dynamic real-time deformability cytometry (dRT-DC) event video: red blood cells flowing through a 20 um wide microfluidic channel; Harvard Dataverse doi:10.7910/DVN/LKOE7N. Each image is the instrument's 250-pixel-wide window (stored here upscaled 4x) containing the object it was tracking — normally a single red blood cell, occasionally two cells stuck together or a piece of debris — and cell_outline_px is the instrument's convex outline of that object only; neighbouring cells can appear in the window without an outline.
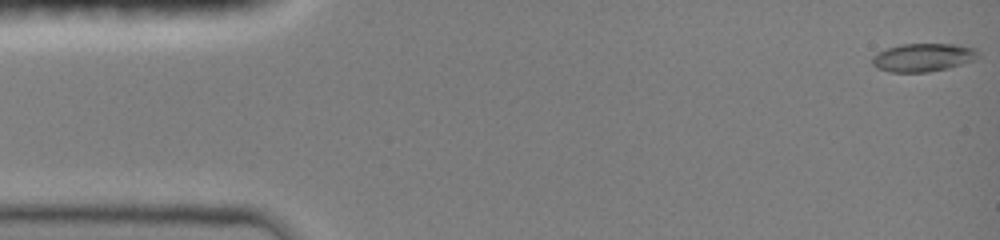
{"species": "common noctule bat (a hibernating species)", "species_latin": "Nyctalus noctula", "temperature_condition": "room temperature", "stored_images_in_passage": 48, "camera_frame_rate_fps": 3000, "um_per_image_px": 0.085, "animal": {"sex": "female", "body_mass_g": 19.0, "forearm_length_mm": 51.5}, "frame": {"image": 1, "passage_image": 1, "time_ms": 0.0, "image_size_px": [1000, 240], "cell_outline_px": [[980, 56], [972, 60], [948, 68], [928, 72], [888, 72], [876, 68], [872, 64], [872, 56], [876, 52], [888, 48], [904, 44], [956, 44], [976, 48]], "centroid_in_image_um": [78.43, 4.88], "position_along_channel_um": 6.6, "area_um2": 17.46}}
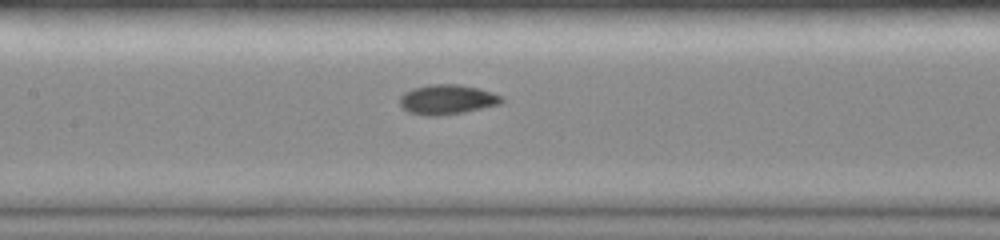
{"frame": {"image": 2, "passage_image": 22, "time_ms": 7.0, "image_size_px": [1000, 240], "cell_outline_px": [[504, 104], [464, 112], [440, 116], [428, 116], [408, 112], [400, 104], [400, 96], [404, 92], [412, 88], [428, 84], [460, 84], [480, 88], [492, 92], [500, 96], [504, 100]], "centroid_in_image_um": [38.03, 8.45], "position_along_channel_um": 169.4, "area_um2": 17.98}}
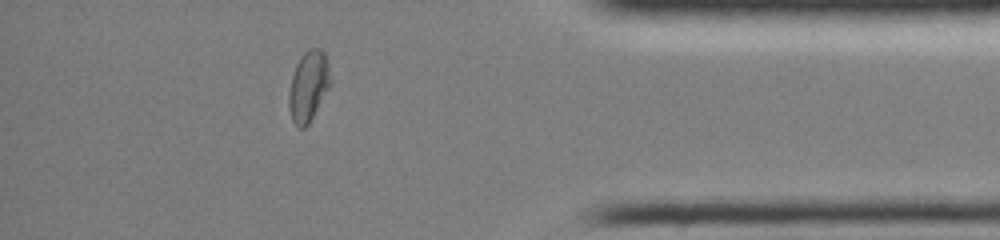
{"frame": {"image": 3, "passage_image": 42, "time_ms": 13.333, "image_size_px": [1000, 240], "cell_outline_px": [[332, 84], [308, 124], [304, 128], [300, 128], [292, 120], [288, 108], [288, 92], [292, 76], [296, 64], [300, 56], [308, 48], [320, 48], [324, 52], [328, 60], [332, 80]], "centroid_in_image_um": [26.23, 7.29], "position_along_channel_um": 409.0, "area_um2": 17.4}, "authors_computed_cell_mechanics": {"area_um2": 17.051, "velocity_mm_per_s": 4.081, "shape_relaxation_time_tau1_ms": 7.8525, "shape_relaxation_time_tau2_ms": 0.9412, "deformation_change_tau1": 0.2347, "deformation_change_tau2": 0.033}}